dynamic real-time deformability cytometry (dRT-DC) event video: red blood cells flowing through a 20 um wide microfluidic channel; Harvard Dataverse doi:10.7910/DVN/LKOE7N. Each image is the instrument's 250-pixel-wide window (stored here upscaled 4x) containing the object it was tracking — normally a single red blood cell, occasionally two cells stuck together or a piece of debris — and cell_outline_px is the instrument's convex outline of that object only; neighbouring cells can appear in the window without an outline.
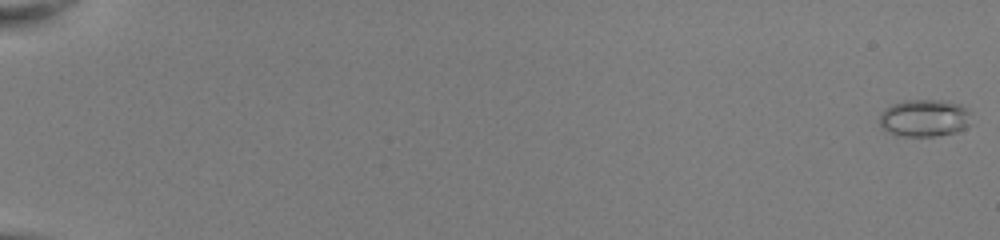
{"species": "common noctule bat (a hibernating species)", "species_latin": "Nyctalus noctula", "temperature_condition": "room temperature", "stored_images_in_passage": 53, "camera_frame_rate_fps": 3000, "um_per_image_px": 0.085, "animal": {"sex": "female", "body_mass_g": 22.0, "forearm_length_mm": 56.7}, "frame": {"image": 1, "passage_image": 1, "time_ms": 0.0, "image_size_px": [1000, 240], "cell_outline_px": [[972, 112], [968, 124], [964, 128], [956, 132], [936, 136], [896, 136], [884, 132], [880, 128], [880, 112], [884, 108], [892, 104], [904, 100], [940, 100], [960, 104]], "centroid_in_image_um": [78.53, 10.04], "position_along_channel_um": 6.5, "area_um2": 20.35}}
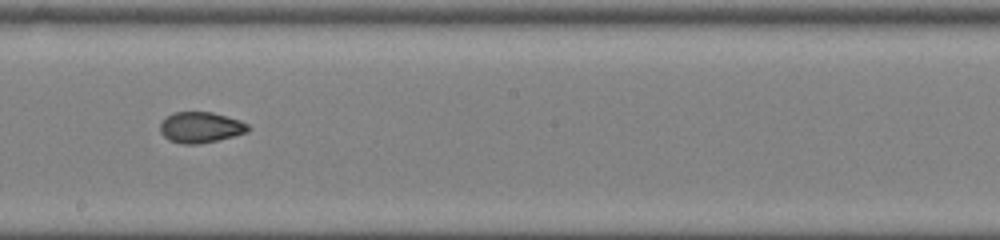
{"frame": {"image": 2, "passage_image": 33, "time_ms": 10.667, "image_size_px": [1000, 240], "cell_outline_px": [[248, 128], [244, 132], [232, 136], [200, 144], [180, 144], [168, 140], [160, 132], [160, 124], [168, 116], [176, 112], [212, 112], [240, 120], [248, 124]], "centroid_in_image_um": [17.01, 10.83], "position_along_channel_um": 231.2, "area_um2": 15.55}}
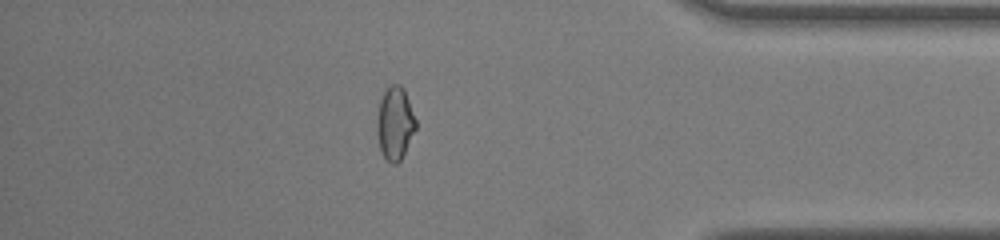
{"frame": {"image": 3, "passage_image": 47, "time_ms": 15.333, "image_size_px": [1000, 240], "cell_outline_px": [[416, 128], [400, 160], [396, 164], [392, 164], [384, 156], [380, 148], [376, 128], [376, 120], [380, 100], [384, 92], [392, 84], [400, 84], [404, 88], [416, 120]], "centroid_in_image_um": [33.56, 10.46], "position_along_channel_um": 401.6, "area_um2": 16.3}, "authors_computed_cell_mechanics": {"area_um2": 16.8776, "velocity_mm_per_s": 4.0899, "shape_relaxation_time_tau1_ms": 6.4877, "shape_relaxation_time_tau2_ms": 1.0501, "deformation_change_tau1": 0.156, "deformation_change_tau2": 0.0407}}